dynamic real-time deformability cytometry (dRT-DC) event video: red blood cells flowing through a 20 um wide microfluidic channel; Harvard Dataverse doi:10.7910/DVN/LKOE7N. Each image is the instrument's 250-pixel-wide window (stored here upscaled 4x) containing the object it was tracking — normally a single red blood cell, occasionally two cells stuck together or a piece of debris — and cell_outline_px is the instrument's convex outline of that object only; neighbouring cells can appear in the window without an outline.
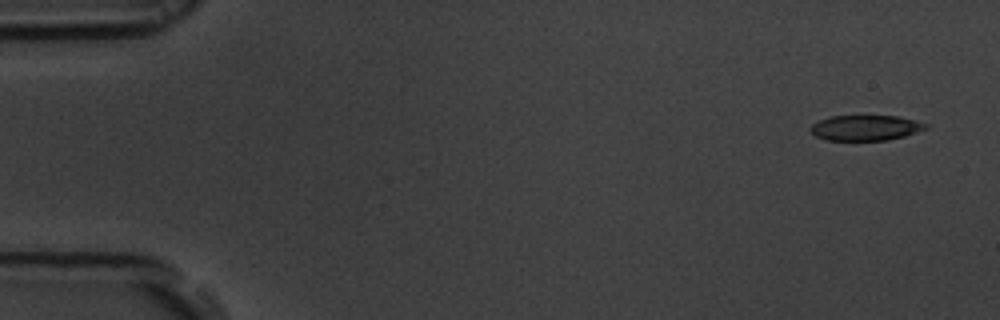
{"species": "common noctule bat (a hibernating species)", "species_latin": "Nyctalus noctula", "temperature_condition": "room temperature", "stored_images_in_passage": 54, "segment_of_instrument_passage": [1, 2], "camera_frame_rate_fps": 3000, "um_per_image_px": 0.085, "animal": {"sex": "male", "body_mass_g": 19.5, "forearm_length_mm": 54.6}, "frame": {"image": 1, "passage_image": 1, "time_ms": 0.0, "image_size_px": [1000, 320], "cell_outline_px": [[928, 128], [904, 136], [888, 140], [824, 140], [816, 136], [808, 128], [812, 124], [820, 120], [832, 116], [896, 116], [916, 120], [928, 124]], "centroid_in_image_um": [73.57, 10.86], "position_along_channel_um": 11.4, "area_um2": 16.99}}
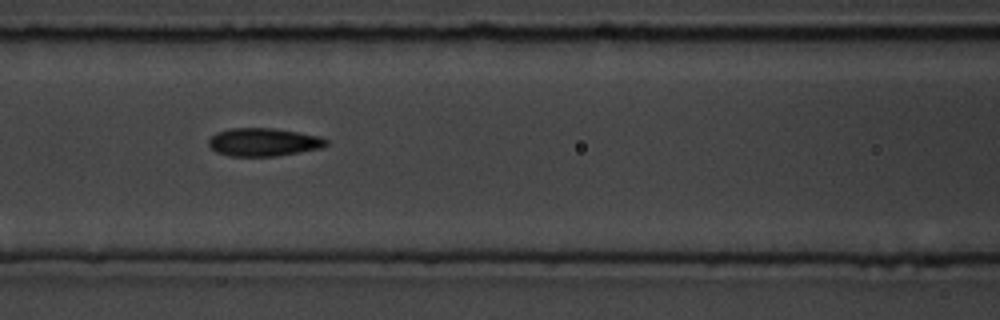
{"frame": {"image": 2, "passage_image": 22, "time_ms": 7.0, "image_size_px": [1000, 320], "cell_outline_px": [[328, 144], [324, 148], [276, 156], [228, 156], [216, 152], [208, 144], [208, 140], [216, 132], [232, 128], [272, 128], [320, 136], [328, 140]], "centroid_in_image_um": [22.41, 12.08], "position_along_channel_um": 144.2, "area_um2": 19.31}}
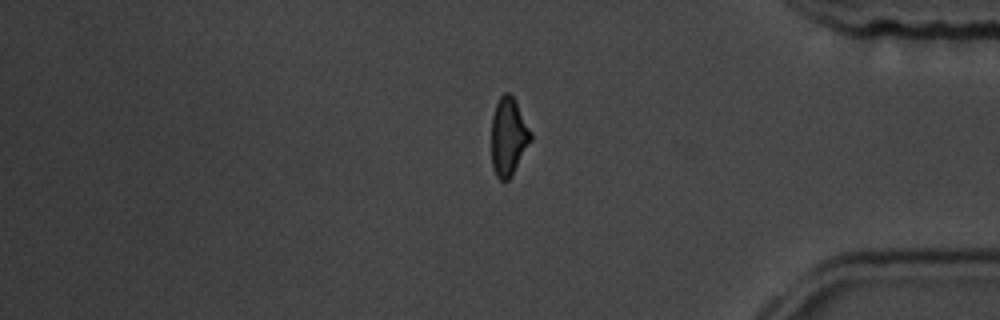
{"frame": {"image": 3, "passage_image": 44, "time_ms": 14.333, "image_size_px": [1000, 320], "cell_outline_px": [[532, 140], [512, 176], [508, 180], [500, 180], [496, 176], [492, 164], [492, 116], [496, 104], [500, 96], [504, 92], [508, 92], [516, 100], [532, 132]], "centroid_in_image_um": [43.24, 11.61], "position_along_channel_um": 392.0, "area_um2": 18.03}}